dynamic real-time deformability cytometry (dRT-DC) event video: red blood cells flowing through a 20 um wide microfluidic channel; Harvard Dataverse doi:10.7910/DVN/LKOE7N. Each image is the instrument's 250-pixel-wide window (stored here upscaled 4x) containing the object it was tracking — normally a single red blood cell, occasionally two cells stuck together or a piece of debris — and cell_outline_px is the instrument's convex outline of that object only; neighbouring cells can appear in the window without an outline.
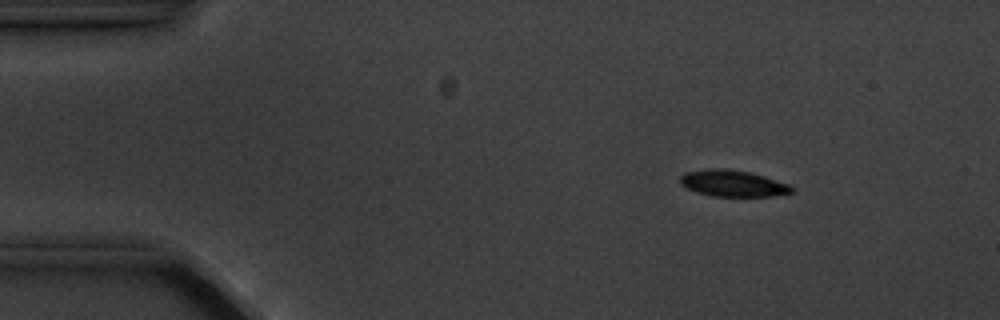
{"species": "common noctule bat (a hibernating species)", "species_latin": "Nyctalus noctula", "temperature_condition": "cold", "stored_images_in_passage": 6, "segment_of_instrument_passage": [1, 2], "camera_frame_rate_fps": 3000, "um_per_image_px": 0.085, "animal": {"sex": "male", "body_mass_g": 20.1, "forearm_length_mm": 53.5}, "frame": {"image": 1, "passage_image": 3, "time_ms": 2.333, "image_size_px": [1000, 320], "cell_outline_px": [[792, 192], [772, 196], [712, 196], [696, 192], [680, 184], [680, 176], [684, 172], [708, 168], [724, 168], [748, 172], [764, 176], [788, 184], [792, 188]], "centroid_in_image_um": [62.23, 15.58], "position_along_channel_um": 22.8, "area_um2": 17.05}}